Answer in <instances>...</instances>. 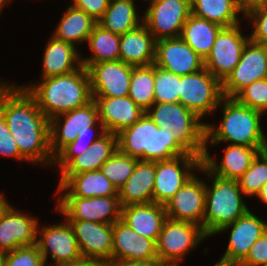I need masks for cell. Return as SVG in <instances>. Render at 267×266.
Returning a JSON list of instances; mask_svg holds the SVG:
<instances>
[{"label": "cell", "mask_w": 267, "mask_h": 266, "mask_svg": "<svg viewBox=\"0 0 267 266\" xmlns=\"http://www.w3.org/2000/svg\"><path fill=\"white\" fill-rule=\"evenodd\" d=\"M267 78V51L264 45L249 40L232 73L222 83L225 98H234L256 80Z\"/></svg>", "instance_id": "cell-15"}, {"label": "cell", "mask_w": 267, "mask_h": 266, "mask_svg": "<svg viewBox=\"0 0 267 266\" xmlns=\"http://www.w3.org/2000/svg\"><path fill=\"white\" fill-rule=\"evenodd\" d=\"M42 228L37 246L46 262L48 254L54 262L75 261L82 258L77 239L68 221ZM49 252V253H48Z\"/></svg>", "instance_id": "cell-23"}, {"label": "cell", "mask_w": 267, "mask_h": 266, "mask_svg": "<svg viewBox=\"0 0 267 266\" xmlns=\"http://www.w3.org/2000/svg\"><path fill=\"white\" fill-rule=\"evenodd\" d=\"M118 150L117 135L105 132L90 148L74 157L62 170L61 176L96 171Z\"/></svg>", "instance_id": "cell-29"}, {"label": "cell", "mask_w": 267, "mask_h": 266, "mask_svg": "<svg viewBox=\"0 0 267 266\" xmlns=\"http://www.w3.org/2000/svg\"><path fill=\"white\" fill-rule=\"evenodd\" d=\"M182 163L183 166L180 167ZM202 158L195 155H182L170 160L155 161V183L152 202L165 205L175 193L200 170Z\"/></svg>", "instance_id": "cell-11"}, {"label": "cell", "mask_w": 267, "mask_h": 266, "mask_svg": "<svg viewBox=\"0 0 267 266\" xmlns=\"http://www.w3.org/2000/svg\"><path fill=\"white\" fill-rule=\"evenodd\" d=\"M238 12L236 0H191V14L222 27L239 24Z\"/></svg>", "instance_id": "cell-35"}, {"label": "cell", "mask_w": 267, "mask_h": 266, "mask_svg": "<svg viewBox=\"0 0 267 266\" xmlns=\"http://www.w3.org/2000/svg\"><path fill=\"white\" fill-rule=\"evenodd\" d=\"M0 109L26 161L54 164L50 150V119L26 89L1 82Z\"/></svg>", "instance_id": "cell-1"}, {"label": "cell", "mask_w": 267, "mask_h": 266, "mask_svg": "<svg viewBox=\"0 0 267 266\" xmlns=\"http://www.w3.org/2000/svg\"><path fill=\"white\" fill-rule=\"evenodd\" d=\"M245 17L253 20L254 30L249 36L250 40L265 45L267 43V5L253 9Z\"/></svg>", "instance_id": "cell-42"}, {"label": "cell", "mask_w": 267, "mask_h": 266, "mask_svg": "<svg viewBox=\"0 0 267 266\" xmlns=\"http://www.w3.org/2000/svg\"><path fill=\"white\" fill-rule=\"evenodd\" d=\"M8 1L10 2V0H0V13H1V10H2L4 4H6Z\"/></svg>", "instance_id": "cell-52"}, {"label": "cell", "mask_w": 267, "mask_h": 266, "mask_svg": "<svg viewBox=\"0 0 267 266\" xmlns=\"http://www.w3.org/2000/svg\"><path fill=\"white\" fill-rule=\"evenodd\" d=\"M96 24L97 21L90 15L71 5L62 16L53 36L76 46V42H87Z\"/></svg>", "instance_id": "cell-33"}, {"label": "cell", "mask_w": 267, "mask_h": 266, "mask_svg": "<svg viewBox=\"0 0 267 266\" xmlns=\"http://www.w3.org/2000/svg\"><path fill=\"white\" fill-rule=\"evenodd\" d=\"M6 199L2 194H0V214L5 209V207L8 205V201H5Z\"/></svg>", "instance_id": "cell-50"}, {"label": "cell", "mask_w": 267, "mask_h": 266, "mask_svg": "<svg viewBox=\"0 0 267 266\" xmlns=\"http://www.w3.org/2000/svg\"><path fill=\"white\" fill-rule=\"evenodd\" d=\"M155 65L133 67L128 96L145 112L155 103Z\"/></svg>", "instance_id": "cell-36"}, {"label": "cell", "mask_w": 267, "mask_h": 266, "mask_svg": "<svg viewBox=\"0 0 267 266\" xmlns=\"http://www.w3.org/2000/svg\"><path fill=\"white\" fill-rule=\"evenodd\" d=\"M46 262H44L43 266H45ZM46 266H53L46 265ZM54 266H96L93 262L84 259L83 257L75 260V261H65V262H55Z\"/></svg>", "instance_id": "cell-48"}, {"label": "cell", "mask_w": 267, "mask_h": 266, "mask_svg": "<svg viewBox=\"0 0 267 266\" xmlns=\"http://www.w3.org/2000/svg\"><path fill=\"white\" fill-rule=\"evenodd\" d=\"M61 199V200H60ZM57 210L66 220H85L113 224L121 219L119 196L89 197L61 196Z\"/></svg>", "instance_id": "cell-13"}, {"label": "cell", "mask_w": 267, "mask_h": 266, "mask_svg": "<svg viewBox=\"0 0 267 266\" xmlns=\"http://www.w3.org/2000/svg\"><path fill=\"white\" fill-rule=\"evenodd\" d=\"M118 260L158 261L156 242L119 219L113 223L111 262Z\"/></svg>", "instance_id": "cell-21"}, {"label": "cell", "mask_w": 267, "mask_h": 266, "mask_svg": "<svg viewBox=\"0 0 267 266\" xmlns=\"http://www.w3.org/2000/svg\"><path fill=\"white\" fill-rule=\"evenodd\" d=\"M0 154L2 156L14 157L19 160H26L19 151L18 145L15 142L10 128L6 124L3 111L0 109Z\"/></svg>", "instance_id": "cell-43"}, {"label": "cell", "mask_w": 267, "mask_h": 266, "mask_svg": "<svg viewBox=\"0 0 267 266\" xmlns=\"http://www.w3.org/2000/svg\"><path fill=\"white\" fill-rule=\"evenodd\" d=\"M190 14L191 0H153L141 20L156 40L177 38Z\"/></svg>", "instance_id": "cell-10"}, {"label": "cell", "mask_w": 267, "mask_h": 266, "mask_svg": "<svg viewBox=\"0 0 267 266\" xmlns=\"http://www.w3.org/2000/svg\"><path fill=\"white\" fill-rule=\"evenodd\" d=\"M232 228L226 252L215 266H238L249 253L253 244L267 230V222L247 211L235 222L223 227L219 232Z\"/></svg>", "instance_id": "cell-16"}, {"label": "cell", "mask_w": 267, "mask_h": 266, "mask_svg": "<svg viewBox=\"0 0 267 266\" xmlns=\"http://www.w3.org/2000/svg\"><path fill=\"white\" fill-rule=\"evenodd\" d=\"M87 42L93 53L89 58L81 59V64L86 69L94 63L120 60V35L105 30L96 24Z\"/></svg>", "instance_id": "cell-34"}, {"label": "cell", "mask_w": 267, "mask_h": 266, "mask_svg": "<svg viewBox=\"0 0 267 266\" xmlns=\"http://www.w3.org/2000/svg\"><path fill=\"white\" fill-rule=\"evenodd\" d=\"M95 101L101 125L106 132L117 135L131 127L145 113L129 96H92Z\"/></svg>", "instance_id": "cell-22"}, {"label": "cell", "mask_w": 267, "mask_h": 266, "mask_svg": "<svg viewBox=\"0 0 267 266\" xmlns=\"http://www.w3.org/2000/svg\"><path fill=\"white\" fill-rule=\"evenodd\" d=\"M146 113L159 128L172 130L175 142L187 154L203 159L206 150V123L201 122L194 112L177 102L154 103Z\"/></svg>", "instance_id": "cell-6"}, {"label": "cell", "mask_w": 267, "mask_h": 266, "mask_svg": "<svg viewBox=\"0 0 267 266\" xmlns=\"http://www.w3.org/2000/svg\"><path fill=\"white\" fill-rule=\"evenodd\" d=\"M44 260L37 244L22 246L7 252L3 266H43Z\"/></svg>", "instance_id": "cell-41"}, {"label": "cell", "mask_w": 267, "mask_h": 266, "mask_svg": "<svg viewBox=\"0 0 267 266\" xmlns=\"http://www.w3.org/2000/svg\"><path fill=\"white\" fill-rule=\"evenodd\" d=\"M174 136L172 130L159 128L145 112L131 127L117 134L118 150L137 160L154 162L186 155Z\"/></svg>", "instance_id": "cell-4"}, {"label": "cell", "mask_w": 267, "mask_h": 266, "mask_svg": "<svg viewBox=\"0 0 267 266\" xmlns=\"http://www.w3.org/2000/svg\"><path fill=\"white\" fill-rule=\"evenodd\" d=\"M38 220L16 211L8 204L0 214V250L11 252L37 244Z\"/></svg>", "instance_id": "cell-20"}, {"label": "cell", "mask_w": 267, "mask_h": 266, "mask_svg": "<svg viewBox=\"0 0 267 266\" xmlns=\"http://www.w3.org/2000/svg\"><path fill=\"white\" fill-rule=\"evenodd\" d=\"M154 65L179 76L204 68V60L180 37L156 41Z\"/></svg>", "instance_id": "cell-19"}, {"label": "cell", "mask_w": 267, "mask_h": 266, "mask_svg": "<svg viewBox=\"0 0 267 266\" xmlns=\"http://www.w3.org/2000/svg\"><path fill=\"white\" fill-rule=\"evenodd\" d=\"M120 35V60L134 67L153 65L156 56V39L143 24Z\"/></svg>", "instance_id": "cell-27"}, {"label": "cell", "mask_w": 267, "mask_h": 266, "mask_svg": "<svg viewBox=\"0 0 267 266\" xmlns=\"http://www.w3.org/2000/svg\"><path fill=\"white\" fill-rule=\"evenodd\" d=\"M266 148H254L229 144L225 149L220 165L210 156L207 147L202 165L214 176L226 180H238L250 167L253 159Z\"/></svg>", "instance_id": "cell-24"}, {"label": "cell", "mask_w": 267, "mask_h": 266, "mask_svg": "<svg viewBox=\"0 0 267 266\" xmlns=\"http://www.w3.org/2000/svg\"><path fill=\"white\" fill-rule=\"evenodd\" d=\"M206 184L194 175L164 205L167 218L198 224L203 228Z\"/></svg>", "instance_id": "cell-17"}, {"label": "cell", "mask_w": 267, "mask_h": 266, "mask_svg": "<svg viewBox=\"0 0 267 266\" xmlns=\"http://www.w3.org/2000/svg\"><path fill=\"white\" fill-rule=\"evenodd\" d=\"M35 99L49 119L90 103L92 98L88 70L81 67L68 74L43 79L41 84L21 86Z\"/></svg>", "instance_id": "cell-3"}, {"label": "cell", "mask_w": 267, "mask_h": 266, "mask_svg": "<svg viewBox=\"0 0 267 266\" xmlns=\"http://www.w3.org/2000/svg\"><path fill=\"white\" fill-rule=\"evenodd\" d=\"M136 11L134 0H110L97 24L114 34L122 35L141 26Z\"/></svg>", "instance_id": "cell-32"}, {"label": "cell", "mask_w": 267, "mask_h": 266, "mask_svg": "<svg viewBox=\"0 0 267 266\" xmlns=\"http://www.w3.org/2000/svg\"><path fill=\"white\" fill-rule=\"evenodd\" d=\"M137 161V159L117 150L99 170L119 190L134 172Z\"/></svg>", "instance_id": "cell-38"}, {"label": "cell", "mask_w": 267, "mask_h": 266, "mask_svg": "<svg viewBox=\"0 0 267 266\" xmlns=\"http://www.w3.org/2000/svg\"><path fill=\"white\" fill-rule=\"evenodd\" d=\"M155 103L179 102L180 76L155 65Z\"/></svg>", "instance_id": "cell-39"}, {"label": "cell", "mask_w": 267, "mask_h": 266, "mask_svg": "<svg viewBox=\"0 0 267 266\" xmlns=\"http://www.w3.org/2000/svg\"><path fill=\"white\" fill-rule=\"evenodd\" d=\"M61 117H65V121L62 123ZM98 123L101 126L100 136L98 135L91 141L88 140L90 139L89 135L94 133L92 132L93 128ZM105 132L94 100L83 107L53 117L50 119L49 134L50 150L54 156V163L57 162L60 165L61 171L74 157L89 149L91 144Z\"/></svg>", "instance_id": "cell-2"}, {"label": "cell", "mask_w": 267, "mask_h": 266, "mask_svg": "<svg viewBox=\"0 0 267 266\" xmlns=\"http://www.w3.org/2000/svg\"><path fill=\"white\" fill-rule=\"evenodd\" d=\"M105 266H163L159 261L118 260Z\"/></svg>", "instance_id": "cell-47"}, {"label": "cell", "mask_w": 267, "mask_h": 266, "mask_svg": "<svg viewBox=\"0 0 267 266\" xmlns=\"http://www.w3.org/2000/svg\"><path fill=\"white\" fill-rule=\"evenodd\" d=\"M207 237L198 224L167 218L156 242L158 261L163 266H178L184 255Z\"/></svg>", "instance_id": "cell-8"}, {"label": "cell", "mask_w": 267, "mask_h": 266, "mask_svg": "<svg viewBox=\"0 0 267 266\" xmlns=\"http://www.w3.org/2000/svg\"><path fill=\"white\" fill-rule=\"evenodd\" d=\"M74 8L79 9L90 15L94 20L98 21L106 9L108 8L110 0H73Z\"/></svg>", "instance_id": "cell-45"}, {"label": "cell", "mask_w": 267, "mask_h": 266, "mask_svg": "<svg viewBox=\"0 0 267 266\" xmlns=\"http://www.w3.org/2000/svg\"><path fill=\"white\" fill-rule=\"evenodd\" d=\"M133 67L121 60L92 64L87 69L92 96H128Z\"/></svg>", "instance_id": "cell-18"}, {"label": "cell", "mask_w": 267, "mask_h": 266, "mask_svg": "<svg viewBox=\"0 0 267 266\" xmlns=\"http://www.w3.org/2000/svg\"><path fill=\"white\" fill-rule=\"evenodd\" d=\"M222 83L205 67L180 76L179 102L200 119L217 110L223 103Z\"/></svg>", "instance_id": "cell-9"}, {"label": "cell", "mask_w": 267, "mask_h": 266, "mask_svg": "<svg viewBox=\"0 0 267 266\" xmlns=\"http://www.w3.org/2000/svg\"><path fill=\"white\" fill-rule=\"evenodd\" d=\"M84 259L96 266L111 262L113 224L85 220H67Z\"/></svg>", "instance_id": "cell-14"}, {"label": "cell", "mask_w": 267, "mask_h": 266, "mask_svg": "<svg viewBox=\"0 0 267 266\" xmlns=\"http://www.w3.org/2000/svg\"><path fill=\"white\" fill-rule=\"evenodd\" d=\"M223 120L216 129L215 125L206 123L207 143L229 142L254 148H266L267 138L261 129L262 112L238 103L234 98H223Z\"/></svg>", "instance_id": "cell-5"}, {"label": "cell", "mask_w": 267, "mask_h": 266, "mask_svg": "<svg viewBox=\"0 0 267 266\" xmlns=\"http://www.w3.org/2000/svg\"><path fill=\"white\" fill-rule=\"evenodd\" d=\"M234 99L244 106L265 113L267 111V78L254 81L242 89Z\"/></svg>", "instance_id": "cell-40"}, {"label": "cell", "mask_w": 267, "mask_h": 266, "mask_svg": "<svg viewBox=\"0 0 267 266\" xmlns=\"http://www.w3.org/2000/svg\"><path fill=\"white\" fill-rule=\"evenodd\" d=\"M237 182L243 195L256 196L259 193L267 182V150L257 154Z\"/></svg>", "instance_id": "cell-37"}, {"label": "cell", "mask_w": 267, "mask_h": 266, "mask_svg": "<svg viewBox=\"0 0 267 266\" xmlns=\"http://www.w3.org/2000/svg\"><path fill=\"white\" fill-rule=\"evenodd\" d=\"M44 52L43 79L74 72L82 65V55L77 53L75 46L54 36L48 41ZM74 63H77L76 67Z\"/></svg>", "instance_id": "cell-30"}, {"label": "cell", "mask_w": 267, "mask_h": 266, "mask_svg": "<svg viewBox=\"0 0 267 266\" xmlns=\"http://www.w3.org/2000/svg\"><path fill=\"white\" fill-rule=\"evenodd\" d=\"M6 253L0 250V266H3V261L5 258Z\"/></svg>", "instance_id": "cell-51"}, {"label": "cell", "mask_w": 267, "mask_h": 266, "mask_svg": "<svg viewBox=\"0 0 267 266\" xmlns=\"http://www.w3.org/2000/svg\"><path fill=\"white\" fill-rule=\"evenodd\" d=\"M239 24L232 27H223L213 44V47L204 60V67L221 83L232 73L239 63L242 51L250 40L243 36Z\"/></svg>", "instance_id": "cell-12"}, {"label": "cell", "mask_w": 267, "mask_h": 266, "mask_svg": "<svg viewBox=\"0 0 267 266\" xmlns=\"http://www.w3.org/2000/svg\"><path fill=\"white\" fill-rule=\"evenodd\" d=\"M222 28L216 23L190 14L182 28L180 38L205 60Z\"/></svg>", "instance_id": "cell-31"}, {"label": "cell", "mask_w": 267, "mask_h": 266, "mask_svg": "<svg viewBox=\"0 0 267 266\" xmlns=\"http://www.w3.org/2000/svg\"><path fill=\"white\" fill-rule=\"evenodd\" d=\"M155 183V162H136L134 172L118 190L121 207L152 202Z\"/></svg>", "instance_id": "cell-28"}, {"label": "cell", "mask_w": 267, "mask_h": 266, "mask_svg": "<svg viewBox=\"0 0 267 266\" xmlns=\"http://www.w3.org/2000/svg\"><path fill=\"white\" fill-rule=\"evenodd\" d=\"M201 171L212 179V188L206 185L203 230L210 237L235 222L249 208L236 180H226L212 175L203 165Z\"/></svg>", "instance_id": "cell-7"}, {"label": "cell", "mask_w": 267, "mask_h": 266, "mask_svg": "<svg viewBox=\"0 0 267 266\" xmlns=\"http://www.w3.org/2000/svg\"><path fill=\"white\" fill-rule=\"evenodd\" d=\"M239 10L246 16L250 11L267 5V0H236Z\"/></svg>", "instance_id": "cell-46"}, {"label": "cell", "mask_w": 267, "mask_h": 266, "mask_svg": "<svg viewBox=\"0 0 267 266\" xmlns=\"http://www.w3.org/2000/svg\"><path fill=\"white\" fill-rule=\"evenodd\" d=\"M256 196H258L264 203H267V182L263 185Z\"/></svg>", "instance_id": "cell-49"}, {"label": "cell", "mask_w": 267, "mask_h": 266, "mask_svg": "<svg viewBox=\"0 0 267 266\" xmlns=\"http://www.w3.org/2000/svg\"><path fill=\"white\" fill-rule=\"evenodd\" d=\"M60 191H66L63 196L82 198L119 196L117 188L100 170L61 176L57 192Z\"/></svg>", "instance_id": "cell-26"}, {"label": "cell", "mask_w": 267, "mask_h": 266, "mask_svg": "<svg viewBox=\"0 0 267 266\" xmlns=\"http://www.w3.org/2000/svg\"><path fill=\"white\" fill-rule=\"evenodd\" d=\"M166 219L165 206L154 202L131 204L121 208V220L138 235L155 242Z\"/></svg>", "instance_id": "cell-25"}, {"label": "cell", "mask_w": 267, "mask_h": 266, "mask_svg": "<svg viewBox=\"0 0 267 266\" xmlns=\"http://www.w3.org/2000/svg\"><path fill=\"white\" fill-rule=\"evenodd\" d=\"M267 264V230L250 248L246 258L238 266H262Z\"/></svg>", "instance_id": "cell-44"}]
</instances>
